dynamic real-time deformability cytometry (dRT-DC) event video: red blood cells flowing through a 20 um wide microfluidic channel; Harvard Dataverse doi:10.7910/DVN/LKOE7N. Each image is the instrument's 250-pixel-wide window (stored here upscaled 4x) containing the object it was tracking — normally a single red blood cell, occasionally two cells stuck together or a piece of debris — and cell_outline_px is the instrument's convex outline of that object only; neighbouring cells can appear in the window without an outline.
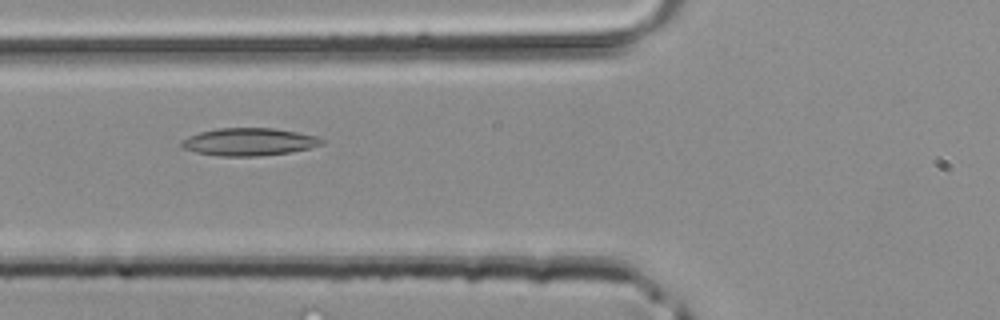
{"species": "common noctule bat (a hibernating species)", "species_latin": "Nyctalus noctula", "temperature_condition": "room temperature", "stored_images_in_passage": 35, "camera_frame_rate_fps": 3000, "um_per_image_px": 0.085, "animal": {"sex": "male", "body_mass_g": 20.4}, "frame": {"image": 1, "passage_image": 8, "time_ms": 2.333, "image_size_px": [1000, 320], "cell_outline_px": [[324, 144], [292, 152], [256, 156], [220, 156], [196, 152], [184, 148], [180, 144], [180, 140], [188, 136], [200, 132], [220, 128], [276, 128], [316, 136], [324, 140]], "centroid_in_image_um": [21.16, 12.05], "position_along_channel_um": 104.6, "area_um2": 22.48}}
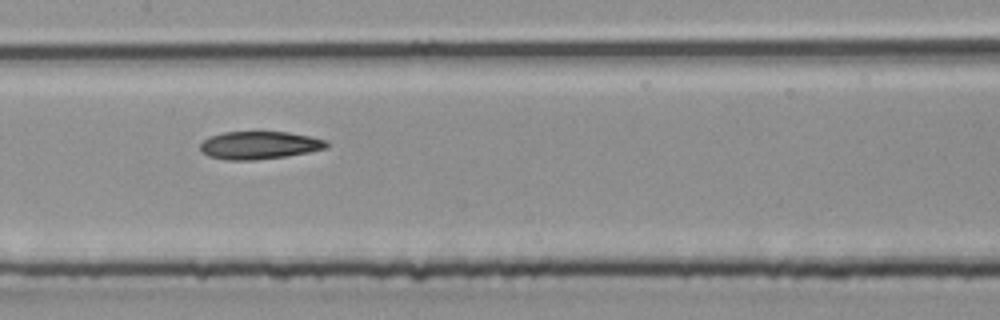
{"frame": {"image": 2, "passage_image": 13, "time_ms": 4.0, "image_size_px": [1000, 320], "cell_outline_px": [[328, 148], [308, 152], [284, 156], [256, 160], [224, 160], [208, 156], [200, 152], [200, 144], [208, 136], [224, 132], [288, 132], [328, 140]], "centroid_in_image_um": [22.01, 12.35], "position_along_channel_um": 185.4, "area_um2": 20.58}}
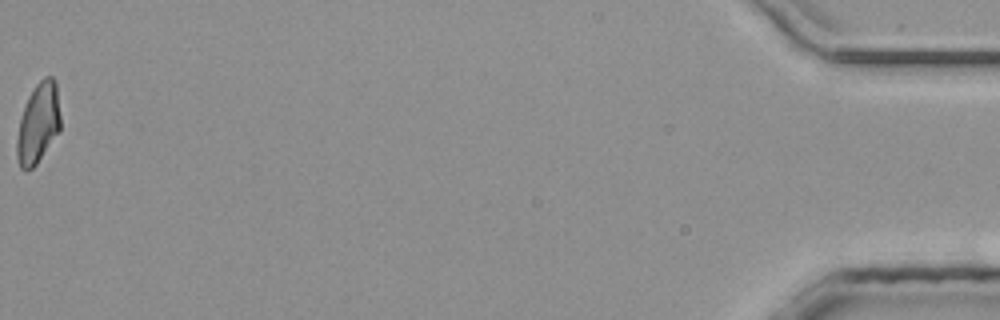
{"frame": {"image": 3, "passage_image": 35, "time_ms": 11.333, "image_size_px": [1000, 320], "cell_outline_px": [[60, 132], [36, 164], [32, 168], [24, 172], [20, 168], [16, 156], [16, 140], [20, 116], [24, 104], [28, 96], [36, 84], [44, 76], [52, 76], [56, 80], [60, 116]], "centroid_in_image_um": [3.24, 10.48], "position_along_channel_um": 432.0, "area_um2": 20.81}}